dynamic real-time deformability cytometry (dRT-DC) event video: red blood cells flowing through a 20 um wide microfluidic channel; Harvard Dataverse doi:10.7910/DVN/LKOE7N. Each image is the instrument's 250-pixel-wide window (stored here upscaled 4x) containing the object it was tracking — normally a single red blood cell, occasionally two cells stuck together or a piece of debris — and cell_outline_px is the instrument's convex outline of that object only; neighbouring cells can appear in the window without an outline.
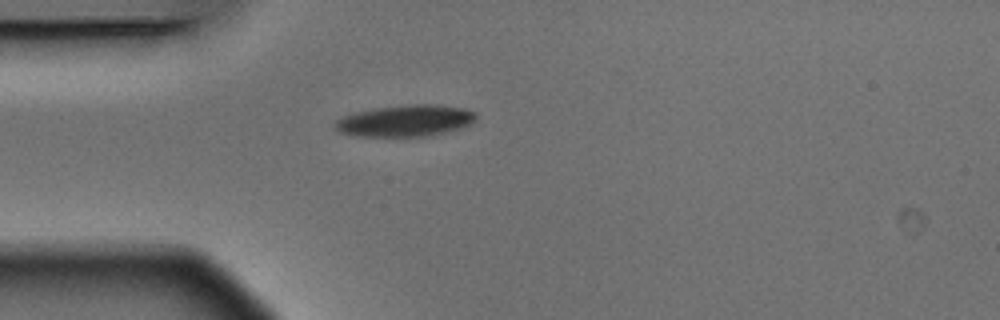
{"species": "Egyptian fruit bat (a non-hibernating species)", "species_latin": "Rousettus aegyptiacus", "temperature_condition": "warm", "stored_images_in_passage": 1, "camera_frame_rate_fps": 3000, "um_per_image_px": 0.085, "animal": {"sex": "male"}, "frame": {"image": 1, "passage_image": 1, "time_ms": 0.0, "image_size_px": [1000, 320], "cell_outline_px": [[476, 120], [472, 124], [460, 128], [428, 136], [356, 136], [340, 132], [332, 124], [336, 120], [352, 112], [372, 108], [408, 104], [436, 104], [464, 108], [476, 112]], "centroid_in_image_um": [34.45, 10.25], "position_along_channel_um": 50.5, "area_um2": 26.18}}